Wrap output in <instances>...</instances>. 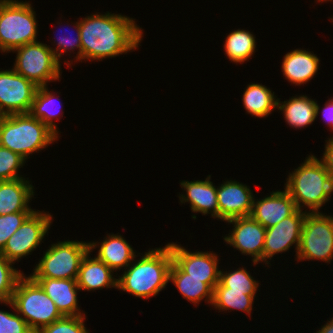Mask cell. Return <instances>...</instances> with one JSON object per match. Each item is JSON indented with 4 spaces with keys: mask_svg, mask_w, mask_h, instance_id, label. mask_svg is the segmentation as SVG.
Here are the masks:
<instances>
[{
    "mask_svg": "<svg viewBox=\"0 0 333 333\" xmlns=\"http://www.w3.org/2000/svg\"><path fill=\"white\" fill-rule=\"evenodd\" d=\"M26 159L10 149L0 146V181L24 178L18 170L23 167Z\"/></svg>",
    "mask_w": 333,
    "mask_h": 333,
    "instance_id": "obj_31",
    "label": "cell"
},
{
    "mask_svg": "<svg viewBox=\"0 0 333 333\" xmlns=\"http://www.w3.org/2000/svg\"><path fill=\"white\" fill-rule=\"evenodd\" d=\"M53 217L43 210L34 211L25 222L10 236L2 254L12 263L31 255L32 251L43 242L44 236L52 225Z\"/></svg>",
    "mask_w": 333,
    "mask_h": 333,
    "instance_id": "obj_10",
    "label": "cell"
},
{
    "mask_svg": "<svg viewBox=\"0 0 333 333\" xmlns=\"http://www.w3.org/2000/svg\"><path fill=\"white\" fill-rule=\"evenodd\" d=\"M11 302L34 333L63 317L54 301L30 275L23 274L19 278Z\"/></svg>",
    "mask_w": 333,
    "mask_h": 333,
    "instance_id": "obj_5",
    "label": "cell"
},
{
    "mask_svg": "<svg viewBox=\"0 0 333 333\" xmlns=\"http://www.w3.org/2000/svg\"><path fill=\"white\" fill-rule=\"evenodd\" d=\"M31 4L19 0L0 1V51L12 50L37 41L38 24Z\"/></svg>",
    "mask_w": 333,
    "mask_h": 333,
    "instance_id": "obj_6",
    "label": "cell"
},
{
    "mask_svg": "<svg viewBox=\"0 0 333 333\" xmlns=\"http://www.w3.org/2000/svg\"><path fill=\"white\" fill-rule=\"evenodd\" d=\"M219 283L231 290L249 291L254 297L260 284L244 267H239L235 271H220Z\"/></svg>",
    "mask_w": 333,
    "mask_h": 333,
    "instance_id": "obj_29",
    "label": "cell"
},
{
    "mask_svg": "<svg viewBox=\"0 0 333 333\" xmlns=\"http://www.w3.org/2000/svg\"><path fill=\"white\" fill-rule=\"evenodd\" d=\"M33 212H16L0 215V251L10 236L25 222Z\"/></svg>",
    "mask_w": 333,
    "mask_h": 333,
    "instance_id": "obj_35",
    "label": "cell"
},
{
    "mask_svg": "<svg viewBox=\"0 0 333 333\" xmlns=\"http://www.w3.org/2000/svg\"><path fill=\"white\" fill-rule=\"evenodd\" d=\"M79 24L81 62L102 61L135 51L143 40V29L135 19L121 14L95 13L80 19Z\"/></svg>",
    "mask_w": 333,
    "mask_h": 333,
    "instance_id": "obj_1",
    "label": "cell"
},
{
    "mask_svg": "<svg viewBox=\"0 0 333 333\" xmlns=\"http://www.w3.org/2000/svg\"><path fill=\"white\" fill-rule=\"evenodd\" d=\"M173 261L189 277L205 279V283L213 290L219 283L220 268L218 254L211 252H189L185 247L174 242L170 243Z\"/></svg>",
    "mask_w": 333,
    "mask_h": 333,
    "instance_id": "obj_13",
    "label": "cell"
},
{
    "mask_svg": "<svg viewBox=\"0 0 333 333\" xmlns=\"http://www.w3.org/2000/svg\"><path fill=\"white\" fill-rule=\"evenodd\" d=\"M223 46L231 62L243 64L255 53L256 40L249 30L237 29L227 35Z\"/></svg>",
    "mask_w": 333,
    "mask_h": 333,
    "instance_id": "obj_28",
    "label": "cell"
},
{
    "mask_svg": "<svg viewBox=\"0 0 333 333\" xmlns=\"http://www.w3.org/2000/svg\"><path fill=\"white\" fill-rule=\"evenodd\" d=\"M234 225L231 233L224 236V241L252 258L253 265L263 263V250L266 228L251 216L233 218L226 221Z\"/></svg>",
    "mask_w": 333,
    "mask_h": 333,
    "instance_id": "obj_12",
    "label": "cell"
},
{
    "mask_svg": "<svg viewBox=\"0 0 333 333\" xmlns=\"http://www.w3.org/2000/svg\"><path fill=\"white\" fill-rule=\"evenodd\" d=\"M277 109L283 112L285 122L291 128L296 129L311 125L320 112V106L317 101L306 95H296L287 101H282V103L277 98Z\"/></svg>",
    "mask_w": 333,
    "mask_h": 333,
    "instance_id": "obj_23",
    "label": "cell"
},
{
    "mask_svg": "<svg viewBox=\"0 0 333 333\" xmlns=\"http://www.w3.org/2000/svg\"><path fill=\"white\" fill-rule=\"evenodd\" d=\"M285 190L290 194L299 210L305 206L309 213L319 212L330 200L333 192V180L324 164L314 155H308L305 161L290 172Z\"/></svg>",
    "mask_w": 333,
    "mask_h": 333,
    "instance_id": "obj_3",
    "label": "cell"
},
{
    "mask_svg": "<svg viewBox=\"0 0 333 333\" xmlns=\"http://www.w3.org/2000/svg\"><path fill=\"white\" fill-rule=\"evenodd\" d=\"M90 251L89 242L58 241L51 244L36 264L32 278L76 279L81 262Z\"/></svg>",
    "mask_w": 333,
    "mask_h": 333,
    "instance_id": "obj_7",
    "label": "cell"
},
{
    "mask_svg": "<svg viewBox=\"0 0 333 333\" xmlns=\"http://www.w3.org/2000/svg\"><path fill=\"white\" fill-rule=\"evenodd\" d=\"M54 301L63 316H84L78 305L76 279L33 278Z\"/></svg>",
    "mask_w": 333,
    "mask_h": 333,
    "instance_id": "obj_18",
    "label": "cell"
},
{
    "mask_svg": "<svg viewBox=\"0 0 333 333\" xmlns=\"http://www.w3.org/2000/svg\"><path fill=\"white\" fill-rule=\"evenodd\" d=\"M242 97L243 107L252 116L266 118L277 109V96L265 85L248 84Z\"/></svg>",
    "mask_w": 333,
    "mask_h": 333,
    "instance_id": "obj_25",
    "label": "cell"
},
{
    "mask_svg": "<svg viewBox=\"0 0 333 333\" xmlns=\"http://www.w3.org/2000/svg\"><path fill=\"white\" fill-rule=\"evenodd\" d=\"M319 60L316 54L305 49L290 51L282 62L283 76L294 85H304L317 74Z\"/></svg>",
    "mask_w": 333,
    "mask_h": 333,
    "instance_id": "obj_21",
    "label": "cell"
},
{
    "mask_svg": "<svg viewBox=\"0 0 333 333\" xmlns=\"http://www.w3.org/2000/svg\"><path fill=\"white\" fill-rule=\"evenodd\" d=\"M86 316H63L42 327L37 333H89L85 327Z\"/></svg>",
    "mask_w": 333,
    "mask_h": 333,
    "instance_id": "obj_32",
    "label": "cell"
},
{
    "mask_svg": "<svg viewBox=\"0 0 333 333\" xmlns=\"http://www.w3.org/2000/svg\"><path fill=\"white\" fill-rule=\"evenodd\" d=\"M254 196L246 184L235 180L224 181L217 187L219 220L250 216Z\"/></svg>",
    "mask_w": 333,
    "mask_h": 333,
    "instance_id": "obj_15",
    "label": "cell"
},
{
    "mask_svg": "<svg viewBox=\"0 0 333 333\" xmlns=\"http://www.w3.org/2000/svg\"><path fill=\"white\" fill-rule=\"evenodd\" d=\"M327 1H333V0H327ZM330 19L332 20L331 22H333V17H331Z\"/></svg>",
    "mask_w": 333,
    "mask_h": 333,
    "instance_id": "obj_40",
    "label": "cell"
},
{
    "mask_svg": "<svg viewBox=\"0 0 333 333\" xmlns=\"http://www.w3.org/2000/svg\"><path fill=\"white\" fill-rule=\"evenodd\" d=\"M325 151L320 159L333 180V137L325 140Z\"/></svg>",
    "mask_w": 333,
    "mask_h": 333,
    "instance_id": "obj_36",
    "label": "cell"
},
{
    "mask_svg": "<svg viewBox=\"0 0 333 333\" xmlns=\"http://www.w3.org/2000/svg\"><path fill=\"white\" fill-rule=\"evenodd\" d=\"M73 25L75 28L74 30L76 31V36L74 35L75 37L71 38L69 37V35L66 36V34L64 36L62 35V37H60L59 35L58 39L55 40L57 41L55 44L57 47L53 48L50 47V45H48L59 63L61 62L60 59L61 57H63L62 56L63 54L67 53L70 50L73 52L75 49H78V52L75 56L76 60H74V62L81 61V40H80L79 20L76 23L74 22Z\"/></svg>",
    "mask_w": 333,
    "mask_h": 333,
    "instance_id": "obj_34",
    "label": "cell"
},
{
    "mask_svg": "<svg viewBox=\"0 0 333 333\" xmlns=\"http://www.w3.org/2000/svg\"><path fill=\"white\" fill-rule=\"evenodd\" d=\"M38 86L13 69L0 71V116L29 113Z\"/></svg>",
    "mask_w": 333,
    "mask_h": 333,
    "instance_id": "obj_11",
    "label": "cell"
},
{
    "mask_svg": "<svg viewBox=\"0 0 333 333\" xmlns=\"http://www.w3.org/2000/svg\"><path fill=\"white\" fill-rule=\"evenodd\" d=\"M169 281L179 290L182 297L193 304H199L202 300L211 305L213 290L205 283V279L189 277L174 261L169 271Z\"/></svg>",
    "mask_w": 333,
    "mask_h": 333,
    "instance_id": "obj_24",
    "label": "cell"
},
{
    "mask_svg": "<svg viewBox=\"0 0 333 333\" xmlns=\"http://www.w3.org/2000/svg\"><path fill=\"white\" fill-rule=\"evenodd\" d=\"M56 97L58 96H55L52 91L50 92L47 86L38 87L29 113L34 118L39 119L59 137V131L57 130L58 127L57 124L54 123L53 119H61L58 115H60L59 111L62 109V103H59L60 107L55 106L56 100L61 102L60 99ZM53 107H55V109ZM56 107L59 108L56 109Z\"/></svg>",
    "mask_w": 333,
    "mask_h": 333,
    "instance_id": "obj_26",
    "label": "cell"
},
{
    "mask_svg": "<svg viewBox=\"0 0 333 333\" xmlns=\"http://www.w3.org/2000/svg\"><path fill=\"white\" fill-rule=\"evenodd\" d=\"M15 312L0 310V333H34L27 322L16 312L11 301L3 302Z\"/></svg>",
    "mask_w": 333,
    "mask_h": 333,
    "instance_id": "obj_33",
    "label": "cell"
},
{
    "mask_svg": "<svg viewBox=\"0 0 333 333\" xmlns=\"http://www.w3.org/2000/svg\"><path fill=\"white\" fill-rule=\"evenodd\" d=\"M308 211L297 210L293 215L283 219L275 226L267 228L264 240L263 262L270 264L268 260L278 254L287 252L294 244L295 252L300 244L302 225Z\"/></svg>",
    "mask_w": 333,
    "mask_h": 333,
    "instance_id": "obj_14",
    "label": "cell"
},
{
    "mask_svg": "<svg viewBox=\"0 0 333 333\" xmlns=\"http://www.w3.org/2000/svg\"><path fill=\"white\" fill-rule=\"evenodd\" d=\"M316 1H317L318 3H319V2H321V3H322V2H327V0H316Z\"/></svg>",
    "mask_w": 333,
    "mask_h": 333,
    "instance_id": "obj_39",
    "label": "cell"
},
{
    "mask_svg": "<svg viewBox=\"0 0 333 333\" xmlns=\"http://www.w3.org/2000/svg\"><path fill=\"white\" fill-rule=\"evenodd\" d=\"M98 247V253L95 256L100 261L104 262L113 271L126 269L136 258V251L122 237L121 234H107L101 242H89L90 252Z\"/></svg>",
    "mask_w": 333,
    "mask_h": 333,
    "instance_id": "obj_19",
    "label": "cell"
},
{
    "mask_svg": "<svg viewBox=\"0 0 333 333\" xmlns=\"http://www.w3.org/2000/svg\"><path fill=\"white\" fill-rule=\"evenodd\" d=\"M135 260L117 278L118 290L142 299L156 296L169 282L173 262L170 243L165 247L151 249Z\"/></svg>",
    "mask_w": 333,
    "mask_h": 333,
    "instance_id": "obj_2",
    "label": "cell"
},
{
    "mask_svg": "<svg viewBox=\"0 0 333 333\" xmlns=\"http://www.w3.org/2000/svg\"><path fill=\"white\" fill-rule=\"evenodd\" d=\"M56 140L58 136L30 113L0 116V146L26 160Z\"/></svg>",
    "mask_w": 333,
    "mask_h": 333,
    "instance_id": "obj_4",
    "label": "cell"
},
{
    "mask_svg": "<svg viewBox=\"0 0 333 333\" xmlns=\"http://www.w3.org/2000/svg\"><path fill=\"white\" fill-rule=\"evenodd\" d=\"M255 297L249 291L231 290L218 283L213 289L211 306L222 311L240 310L250 315Z\"/></svg>",
    "mask_w": 333,
    "mask_h": 333,
    "instance_id": "obj_27",
    "label": "cell"
},
{
    "mask_svg": "<svg viewBox=\"0 0 333 333\" xmlns=\"http://www.w3.org/2000/svg\"><path fill=\"white\" fill-rule=\"evenodd\" d=\"M210 180L211 175H208L204 181H181L180 186L182 190L186 191V195L180 194L179 199L182 204L190 202L192 212L203 215L211 214V217L219 219L217 186Z\"/></svg>",
    "mask_w": 333,
    "mask_h": 333,
    "instance_id": "obj_17",
    "label": "cell"
},
{
    "mask_svg": "<svg viewBox=\"0 0 333 333\" xmlns=\"http://www.w3.org/2000/svg\"><path fill=\"white\" fill-rule=\"evenodd\" d=\"M322 118L324 119L326 125H328L330 130H333V98L328 99L324 104V108L321 110Z\"/></svg>",
    "mask_w": 333,
    "mask_h": 333,
    "instance_id": "obj_37",
    "label": "cell"
},
{
    "mask_svg": "<svg viewBox=\"0 0 333 333\" xmlns=\"http://www.w3.org/2000/svg\"><path fill=\"white\" fill-rule=\"evenodd\" d=\"M316 333H333V318H331L330 321L328 320L326 324L321 326L320 330Z\"/></svg>",
    "mask_w": 333,
    "mask_h": 333,
    "instance_id": "obj_38",
    "label": "cell"
},
{
    "mask_svg": "<svg viewBox=\"0 0 333 333\" xmlns=\"http://www.w3.org/2000/svg\"><path fill=\"white\" fill-rule=\"evenodd\" d=\"M89 251L83 258L76 278L78 287L83 291H94L105 288H117V279L113 270Z\"/></svg>",
    "mask_w": 333,
    "mask_h": 333,
    "instance_id": "obj_22",
    "label": "cell"
},
{
    "mask_svg": "<svg viewBox=\"0 0 333 333\" xmlns=\"http://www.w3.org/2000/svg\"><path fill=\"white\" fill-rule=\"evenodd\" d=\"M30 182L25 178L0 181V215L35 211L29 207L35 195Z\"/></svg>",
    "mask_w": 333,
    "mask_h": 333,
    "instance_id": "obj_20",
    "label": "cell"
},
{
    "mask_svg": "<svg viewBox=\"0 0 333 333\" xmlns=\"http://www.w3.org/2000/svg\"><path fill=\"white\" fill-rule=\"evenodd\" d=\"M11 52L17 53L12 69L38 87L47 86L51 81H59L62 73L61 63L57 61L47 44L36 41Z\"/></svg>",
    "mask_w": 333,
    "mask_h": 333,
    "instance_id": "obj_8",
    "label": "cell"
},
{
    "mask_svg": "<svg viewBox=\"0 0 333 333\" xmlns=\"http://www.w3.org/2000/svg\"><path fill=\"white\" fill-rule=\"evenodd\" d=\"M13 266L14 263L10 262L0 251V304L11 301L17 281L24 274Z\"/></svg>",
    "mask_w": 333,
    "mask_h": 333,
    "instance_id": "obj_30",
    "label": "cell"
},
{
    "mask_svg": "<svg viewBox=\"0 0 333 333\" xmlns=\"http://www.w3.org/2000/svg\"><path fill=\"white\" fill-rule=\"evenodd\" d=\"M333 258V215L321 211L306 213L300 244L295 260H321L326 263Z\"/></svg>",
    "mask_w": 333,
    "mask_h": 333,
    "instance_id": "obj_9",
    "label": "cell"
},
{
    "mask_svg": "<svg viewBox=\"0 0 333 333\" xmlns=\"http://www.w3.org/2000/svg\"><path fill=\"white\" fill-rule=\"evenodd\" d=\"M297 210L296 203L284 189L272 191L261 200L254 199L250 216L267 229L293 215Z\"/></svg>",
    "mask_w": 333,
    "mask_h": 333,
    "instance_id": "obj_16",
    "label": "cell"
}]
</instances>
